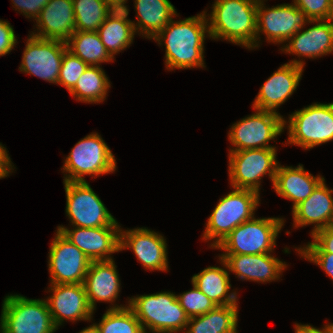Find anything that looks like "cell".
<instances>
[{"label":"cell","mask_w":333,"mask_h":333,"mask_svg":"<svg viewBox=\"0 0 333 333\" xmlns=\"http://www.w3.org/2000/svg\"><path fill=\"white\" fill-rule=\"evenodd\" d=\"M79 333H101L96 324H92L89 327L81 330Z\"/></svg>","instance_id":"obj_43"},{"label":"cell","mask_w":333,"mask_h":333,"mask_svg":"<svg viewBox=\"0 0 333 333\" xmlns=\"http://www.w3.org/2000/svg\"><path fill=\"white\" fill-rule=\"evenodd\" d=\"M288 143L311 149L333 140V103H314L289 117Z\"/></svg>","instance_id":"obj_8"},{"label":"cell","mask_w":333,"mask_h":333,"mask_svg":"<svg viewBox=\"0 0 333 333\" xmlns=\"http://www.w3.org/2000/svg\"><path fill=\"white\" fill-rule=\"evenodd\" d=\"M313 241L306 247L296 249L299 253H332L333 254V225L320 229L312 234Z\"/></svg>","instance_id":"obj_36"},{"label":"cell","mask_w":333,"mask_h":333,"mask_svg":"<svg viewBox=\"0 0 333 333\" xmlns=\"http://www.w3.org/2000/svg\"><path fill=\"white\" fill-rule=\"evenodd\" d=\"M116 265L111 260L91 261L84 280L90 307L95 310L96 301L114 302L120 291V279Z\"/></svg>","instance_id":"obj_23"},{"label":"cell","mask_w":333,"mask_h":333,"mask_svg":"<svg viewBox=\"0 0 333 333\" xmlns=\"http://www.w3.org/2000/svg\"><path fill=\"white\" fill-rule=\"evenodd\" d=\"M191 281L216 306L237 304V293H228L231 284L225 268L207 267L195 274Z\"/></svg>","instance_id":"obj_27"},{"label":"cell","mask_w":333,"mask_h":333,"mask_svg":"<svg viewBox=\"0 0 333 333\" xmlns=\"http://www.w3.org/2000/svg\"><path fill=\"white\" fill-rule=\"evenodd\" d=\"M317 24L301 32L298 30L281 50L298 57H320L333 51V18L315 20Z\"/></svg>","instance_id":"obj_22"},{"label":"cell","mask_w":333,"mask_h":333,"mask_svg":"<svg viewBox=\"0 0 333 333\" xmlns=\"http://www.w3.org/2000/svg\"><path fill=\"white\" fill-rule=\"evenodd\" d=\"M64 187L65 210L73 227L119 226L87 181H64Z\"/></svg>","instance_id":"obj_10"},{"label":"cell","mask_w":333,"mask_h":333,"mask_svg":"<svg viewBox=\"0 0 333 333\" xmlns=\"http://www.w3.org/2000/svg\"><path fill=\"white\" fill-rule=\"evenodd\" d=\"M52 296L47 298L49 312L58 329L65 320L77 321L92 319L84 284H51Z\"/></svg>","instance_id":"obj_17"},{"label":"cell","mask_w":333,"mask_h":333,"mask_svg":"<svg viewBox=\"0 0 333 333\" xmlns=\"http://www.w3.org/2000/svg\"><path fill=\"white\" fill-rule=\"evenodd\" d=\"M137 23L133 22L136 31L143 33L145 38L154 37L166 27L177 12L169 0H135Z\"/></svg>","instance_id":"obj_25"},{"label":"cell","mask_w":333,"mask_h":333,"mask_svg":"<svg viewBox=\"0 0 333 333\" xmlns=\"http://www.w3.org/2000/svg\"><path fill=\"white\" fill-rule=\"evenodd\" d=\"M284 225L282 218H255L233 229L216 247L222 255H255L271 253Z\"/></svg>","instance_id":"obj_5"},{"label":"cell","mask_w":333,"mask_h":333,"mask_svg":"<svg viewBox=\"0 0 333 333\" xmlns=\"http://www.w3.org/2000/svg\"><path fill=\"white\" fill-rule=\"evenodd\" d=\"M9 154L6 148L0 143V179L9 176L11 170H13Z\"/></svg>","instance_id":"obj_40"},{"label":"cell","mask_w":333,"mask_h":333,"mask_svg":"<svg viewBox=\"0 0 333 333\" xmlns=\"http://www.w3.org/2000/svg\"><path fill=\"white\" fill-rule=\"evenodd\" d=\"M237 306H216L206 314L189 318L185 333H237Z\"/></svg>","instance_id":"obj_28"},{"label":"cell","mask_w":333,"mask_h":333,"mask_svg":"<svg viewBox=\"0 0 333 333\" xmlns=\"http://www.w3.org/2000/svg\"><path fill=\"white\" fill-rule=\"evenodd\" d=\"M128 10H113L97 30L105 49L113 59L116 53L125 50L134 39L135 30L133 22L127 19Z\"/></svg>","instance_id":"obj_26"},{"label":"cell","mask_w":333,"mask_h":333,"mask_svg":"<svg viewBox=\"0 0 333 333\" xmlns=\"http://www.w3.org/2000/svg\"><path fill=\"white\" fill-rule=\"evenodd\" d=\"M310 20H329L333 18V0H293Z\"/></svg>","instance_id":"obj_35"},{"label":"cell","mask_w":333,"mask_h":333,"mask_svg":"<svg viewBox=\"0 0 333 333\" xmlns=\"http://www.w3.org/2000/svg\"><path fill=\"white\" fill-rule=\"evenodd\" d=\"M1 333H54L46 300L28 299L21 295H8L2 304Z\"/></svg>","instance_id":"obj_6"},{"label":"cell","mask_w":333,"mask_h":333,"mask_svg":"<svg viewBox=\"0 0 333 333\" xmlns=\"http://www.w3.org/2000/svg\"><path fill=\"white\" fill-rule=\"evenodd\" d=\"M75 31H97L113 9L104 0H73Z\"/></svg>","instance_id":"obj_31"},{"label":"cell","mask_w":333,"mask_h":333,"mask_svg":"<svg viewBox=\"0 0 333 333\" xmlns=\"http://www.w3.org/2000/svg\"><path fill=\"white\" fill-rule=\"evenodd\" d=\"M36 22L39 30L31 35L66 42L75 32L73 0H49Z\"/></svg>","instance_id":"obj_20"},{"label":"cell","mask_w":333,"mask_h":333,"mask_svg":"<svg viewBox=\"0 0 333 333\" xmlns=\"http://www.w3.org/2000/svg\"><path fill=\"white\" fill-rule=\"evenodd\" d=\"M303 67V61L293 60L278 68L260 88L252 104L253 108L278 113L276 108L283 104L299 85Z\"/></svg>","instance_id":"obj_16"},{"label":"cell","mask_w":333,"mask_h":333,"mask_svg":"<svg viewBox=\"0 0 333 333\" xmlns=\"http://www.w3.org/2000/svg\"><path fill=\"white\" fill-rule=\"evenodd\" d=\"M255 110L257 112L232 125L228 138L235 148L230 149V152L275 148L268 145V142L283 132L287 122L278 113Z\"/></svg>","instance_id":"obj_11"},{"label":"cell","mask_w":333,"mask_h":333,"mask_svg":"<svg viewBox=\"0 0 333 333\" xmlns=\"http://www.w3.org/2000/svg\"><path fill=\"white\" fill-rule=\"evenodd\" d=\"M295 333H331V330L327 325H325V327L321 330L308 324L302 325L296 323Z\"/></svg>","instance_id":"obj_41"},{"label":"cell","mask_w":333,"mask_h":333,"mask_svg":"<svg viewBox=\"0 0 333 333\" xmlns=\"http://www.w3.org/2000/svg\"><path fill=\"white\" fill-rule=\"evenodd\" d=\"M51 284H83L91 261L58 230L49 250Z\"/></svg>","instance_id":"obj_14"},{"label":"cell","mask_w":333,"mask_h":333,"mask_svg":"<svg viewBox=\"0 0 333 333\" xmlns=\"http://www.w3.org/2000/svg\"><path fill=\"white\" fill-rule=\"evenodd\" d=\"M206 12L184 20L173 19L162 29L154 40L164 42L165 63L168 70L205 67L204 40L209 35Z\"/></svg>","instance_id":"obj_1"},{"label":"cell","mask_w":333,"mask_h":333,"mask_svg":"<svg viewBox=\"0 0 333 333\" xmlns=\"http://www.w3.org/2000/svg\"><path fill=\"white\" fill-rule=\"evenodd\" d=\"M258 0H216L208 20L209 37L256 47Z\"/></svg>","instance_id":"obj_2"},{"label":"cell","mask_w":333,"mask_h":333,"mask_svg":"<svg viewBox=\"0 0 333 333\" xmlns=\"http://www.w3.org/2000/svg\"><path fill=\"white\" fill-rule=\"evenodd\" d=\"M276 148H259L229 153V177L232 188L259 193L262 176L268 175L274 183L278 167Z\"/></svg>","instance_id":"obj_9"},{"label":"cell","mask_w":333,"mask_h":333,"mask_svg":"<svg viewBox=\"0 0 333 333\" xmlns=\"http://www.w3.org/2000/svg\"><path fill=\"white\" fill-rule=\"evenodd\" d=\"M113 10H125L127 0H104Z\"/></svg>","instance_id":"obj_42"},{"label":"cell","mask_w":333,"mask_h":333,"mask_svg":"<svg viewBox=\"0 0 333 333\" xmlns=\"http://www.w3.org/2000/svg\"><path fill=\"white\" fill-rule=\"evenodd\" d=\"M66 42L29 35L19 67L21 72L58 84Z\"/></svg>","instance_id":"obj_13"},{"label":"cell","mask_w":333,"mask_h":333,"mask_svg":"<svg viewBox=\"0 0 333 333\" xmlns=\"http://www.w3.org/2000/svg\"><path fill=\"white\" fill-rule=\"evenodd\" d=\"M120 251L132 249L144 268L167 271V244L164 237L147 228L120 229Z\"/></svg>","instance_id":"obj_18"},{"label":"cell","mask_w":333,"mask_h":333,"mask_svg":"<svg viewBox=\"0 0 333 333\" xmlns=\"http://www.w3.org/2000/svg\"><path fill=\"white\" fill-rule=\"evenodd\" d=\"M67 50L88 66H100L113 58L105 49L97 31H75L66 41Z\"/></svg>","instance_id":"obj_29"},{"label":"cell","mask_w":333,"mask_h":333,"mask_svg":"<svg viewBox=\"0 0 333 333\" xmlns=\"http://www.w3.org/2000/svg\"><path fill=\"white\" fill-rule=\"evenodd\" d=\"M13 27L8 21L0 20V56L10 53L17 43Z\"/></svg>","instance_id":"obj_38"},{"label":"cell","mask_w":333,"mask_h":333,"mask_svg":"<svg viewBox=\"0 0 333 333\" xmlns=\"http://www.w3.org/2000/svg\"><path fill=\"white\" fill-rule=\"evenodd\" d=\"M327 326L330 328V330H331V333H333V323L332 324H327Z\"/></svg>","instance_id":"obj_44"},{"label":"cell","mask_w":333,"mask_h":333,"mask_svg":"<svg viewBox=\"0 0 333 333\" xmlns=\"http://www.w3.org/2000/svg\"><path fill=\"white\" fill-rule=\"evenodd\" d=\"M64 181L86 182L84 175L98 177L116 169V159L98 133H91L78 141L64 160Z\"/></svg>","instance_id":"obj_7"},{"label":"cell","mask_w":333,"mask_h":333,"mask_svg":"<svg viewBox=\"0 0 333 333\" xmlns=\"http://www.w3.org/2000/svg\"><path fill=\"white\" fill-rule=\"evenodd\" d=\"M57 230L90 261L111 260L110 255L120 251V226L75 227L69 230L62 225Z\"/></svg>","instance_id":"obj_15"},{"label":"cell","mask_w":333,"mask_h":333,"mask_svg":"<svg viewBox=\"0 0 333 333\" xmlns=\"http://www.w3.org/2000/svg\"><path fill=\"white\" fill-rule=\"evenodd\" d=\"M323 180L320 175L314 177L305 171L301 164L295 168L278 165L273 187L279 196L293 201L294 209L307 199Z\"/></svg>","instance_id":"obj_24"},{"label":"cell","mask_w":333,"mask_h":333,"mask_svg":"<svg viewBox=\"0 0 333 333\" xmlns=\"http://www.w3.org/2000/svg\"><path fill=\"white\" fill-rule=\"evenodd\" d=\"M234 189L219 199L208 218L203 238L216 239L210 246L212 248H215L237 226L251 220L259 204V193L240 188Z\"/></svg>","instance_id":"obj_4"},{"label":"cell","mask_w":333,"mask_h":333,"mask_svg":"<svg viewBox=\"0 0 333 333\" xmlns=\"http://www.w3.org/2000/svg\"><path fill=\"white\" fill-rule=\"evenodd\" d=\"M192 285V290L177 295L181 307L189 318L206 314L216 307L193 283Z\"/></svg>","instance_id":"obj_33"},{"label":"cell","mask_w":333,"mask_h":333,"mask_svg":"<svg viewBox=\"0 0 333 333\" xmlns=\"http://www.w3.org/2000/svg\"><path fill=\"white\" fill-rule=\"evenodd\" d=\"M310 262L319 265L333 280V254L332 253H299Z\"/></svg>","instance_id":"obj_39"},{"label":"cell","mask_w":333,"mask_h":333,"mask_svg":"<svg viewBox=\"0 0 333 333\" xmlns=\"http://www.w3.org/2000/svg\"><path fill=\"white\" fill-rule=\"evenodd\" d=\"M87 68L88 65L84 61L66 50L60 67L58 84L70 91Z\"/></svg>","instance_id":"obj_34"},{"label":"cell","mask_w":333,"mask_h":333,"mask_svg":"<svg viewBox=\"0 0 333 333\" xmlns=\"http://www.w3.org/2000/svg\"><path fill=\"white\" fill-rule=\"evenodd\" d=\"M333 190L328 189L325 179L311 195L293 210L294 227L316 224L311 235L316 231L333 225Z\"/></svg>","instance_id":"obj_21"},{"label":"cell","mask_w":333,"mask_h":333,"mask_svg":"<svg viewBox=\"0 0 333 333\" xmlns=\"http://www.w3.org/2000/svg\"><path fill=\"white\" fill-rule=\"evenodd\" d=\"M101 333H144L134 312L126 306H112L96 324Z\"/></svg>","instance_id":"obj_32"},{"label":"cell","mask_w":333,"mask_h":333,"mask_svg":"<svg viewBox=\"0 0 333 333\" xmlns=\"http://www.w3.org/2000/svg\"><path fill=\"white\" fill-rule=\"evenodd\" d=\"M110 82L100 66H88L69 93L85 103H99L106 99Z\"/></svg>","instance_id":"obj_30"},{"label":"cell","mask_w":333,"mask_h":333,"mask_svg":"<svg viewBox=\"0 0 333 333\" xmlns=\"http://www.w3.org/2000/svg\"><path fill=\"white\" fill-rule=\"evenodd\" d=\"M306 23H315V20H310L294 3L266 9L263 0H258L256 47L260 33L266 35L268 42L279 44L288 41Z\"/></svg>","instance_id":"obj_12"},{"label":"cell","mask_w":333,"mask_h":333,"mask_svg":"<svg viewBox=\"0 0 333 333\" xmlns=\"http://www.w3.org/2000/svg\"><path fill=\"white\" fill-rule=\"evenodd\" d=\"M128 307L140 321L144 333L147 328L154 333H175L185 330L189 320L177 295L171 292L137 295L128 301Z\"/></svg>","instance_id":"obj_3"},{"label":"cell","mask_w":333,"mask_h":333,"mask_svg":"<svg viewBox=\"0 0 333 333\" xmlns=\"http://www.w3.org/2000/svg\"><path fill=\"white\" fill-rule=\"evenodd\" d=\"M15 10L23 13L26 18H34L35 20L39 17L41 10L49 2V0H12Z\"/></svg>","instance_id":"obj_37"},{"label":"cell","mask_w":333,"mask_h":333,"mask_svg":"<svg viewBox=\"0 0 333 333\" xmlns=\"http://www.w3.org/2000/svg\"><path fill=\"white\" fill-rule=\"evenodd\" d=\"M220 261L242 280L270 282L278 280L286 263L270 253L255 255H220Z\"/></svg>","instance_id":"obj_19"}]
</instances>
